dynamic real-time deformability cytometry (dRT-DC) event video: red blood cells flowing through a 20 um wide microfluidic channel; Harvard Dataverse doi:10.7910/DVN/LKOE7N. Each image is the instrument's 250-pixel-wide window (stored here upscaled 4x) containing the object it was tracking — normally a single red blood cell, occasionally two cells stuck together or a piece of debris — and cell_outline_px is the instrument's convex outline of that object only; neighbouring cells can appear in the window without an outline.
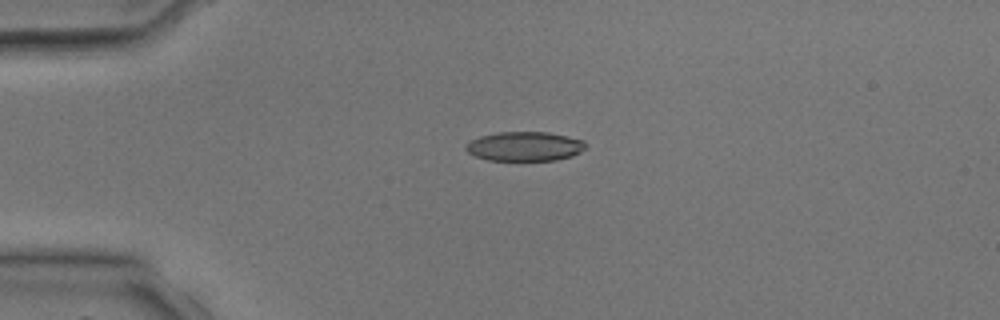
{"species": "common noctule bat (a hibernating species)", "species_latin": "Nyctalus noctula", "temperature_condition": "room temperature", "stored_images_in_passage": 1, "camera_frame_rate_fps": 3000, "um_per_image_px": 0.085, "animal": {"sex": "male", "body_mass_g": 17.9, "forearm_length_mm": 54.2}, "frame": {"image": 1, "passage_image": 1, "time_ms": 0.0, "image_size_px": [1000, 320], "cell_outline_px": [[588, 144], [580, 152], [572, 156], [556, 160], [488, 160], [476, 156], [468, 152], [464, 148], [464, 144], [480, 136], [496, 132], [548, 132], [568, 136], [584, 140]], "centroid_in_image_um": [44.6, 12.43], "position_along_channel_um": 40.4, "area_um2": 20.58}}